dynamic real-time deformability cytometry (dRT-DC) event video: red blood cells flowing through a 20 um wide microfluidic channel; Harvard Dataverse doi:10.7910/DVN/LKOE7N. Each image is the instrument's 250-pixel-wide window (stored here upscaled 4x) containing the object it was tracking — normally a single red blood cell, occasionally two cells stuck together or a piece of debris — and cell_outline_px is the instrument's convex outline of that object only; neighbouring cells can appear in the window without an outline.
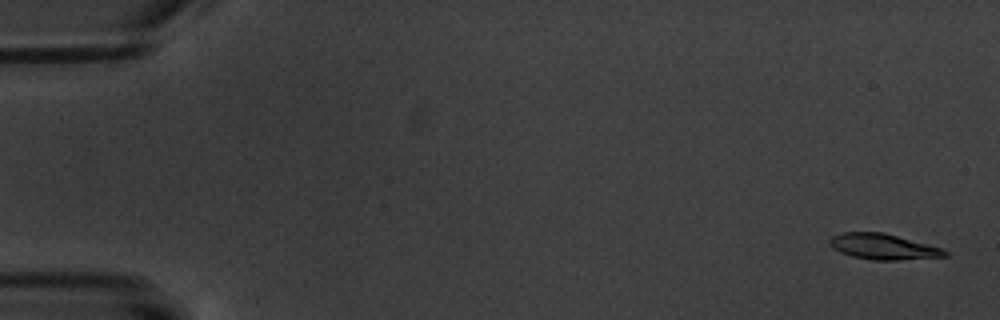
{"species": "common noctule bat (a hibernating species)", "species_latin": "Nyctalus noctula", "temperature_condition": "warm", "stored_images_in_passage": 7, "camera_frame_rate_fps": 3000, "um_per_image_px": 0.085, "animal": {"sex": "male", "body_mass_g": 20.1, "forearm_length_mm": 53.5}, "frame": {"image": 1, "passage_image": 1, "time_ms": 0.0, "image_size_px": [1000, 320], "cell_outline_px": [[948, 256], [900, 260], [872, 260], [852, 256], [840, 252], [828, 240], [832, 236], [840, 232], [884, 232], [944, 248], [948, 252]], "centroid_in_image_um": [75.13, 20.96], "position_along_channel_um": 9.9, "area_um2": 17.28}}
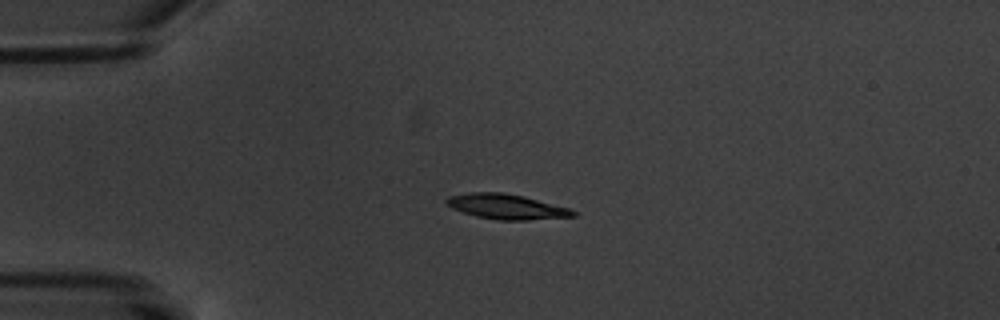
{"frame": {"image": 2, "passage_image": 5, "time_ms": 4.333, "image_size_px": [1000, 320], "cell_outline_px": [[576, 216], [528, 220], [500, 220], [476, 216], [452, 208], [444, 204], [444, 200], [448, 196], [468, 192], [504, 192], [524, 196], [568, 208], [576, 212]], "centroid_in_image_um": [43.0, 17.55], "position_along_channel_um": 42.0, "area_um2": 18.5}}